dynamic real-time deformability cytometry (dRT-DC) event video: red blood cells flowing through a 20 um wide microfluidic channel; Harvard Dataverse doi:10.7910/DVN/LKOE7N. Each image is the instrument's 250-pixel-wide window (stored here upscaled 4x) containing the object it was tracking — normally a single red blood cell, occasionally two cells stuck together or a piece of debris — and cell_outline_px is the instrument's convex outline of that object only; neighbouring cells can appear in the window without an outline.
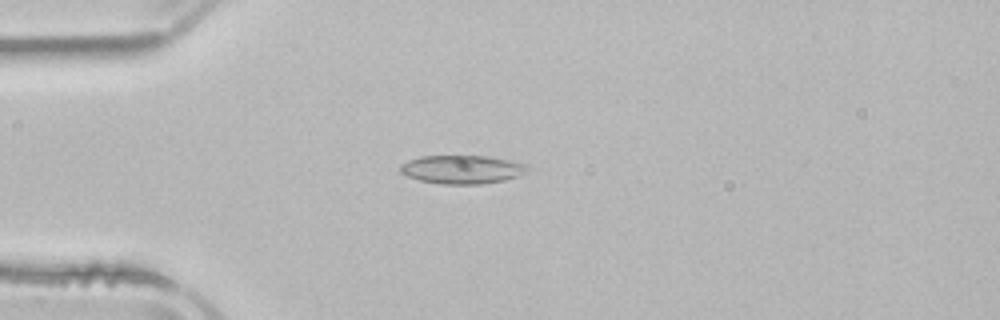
{"species": "common noctule bat (a hibernating species)", "species_latin": "Nyctalus noctula", "temperature_condition": "room temperature", "stored_images_in_passage": 3, "camera_frame_rate_fps": 3000, "um_per_image_px": 0.085, "animal": {"sex": "male", "body_mass_g": 21.5, "forearm_length_mm": 52.0}, "frame": {"image": 1, "passage_image": 3, "time_ms": 4.0, "image_size_px": [1000, 320], "cell_outline_px": [[528, 168], [520, 176], [504, 180], [480, 184], [440, 184], [420, 180], [408, 176], [400, 172], [400, 164], [408, 160], [420, 156], [488, 156], [512, 160], [528, 164]], "centroid_in_image_um": [39.29, 14.39], "position_along_channel_um": 45.7, "area_um2": 21.21}}